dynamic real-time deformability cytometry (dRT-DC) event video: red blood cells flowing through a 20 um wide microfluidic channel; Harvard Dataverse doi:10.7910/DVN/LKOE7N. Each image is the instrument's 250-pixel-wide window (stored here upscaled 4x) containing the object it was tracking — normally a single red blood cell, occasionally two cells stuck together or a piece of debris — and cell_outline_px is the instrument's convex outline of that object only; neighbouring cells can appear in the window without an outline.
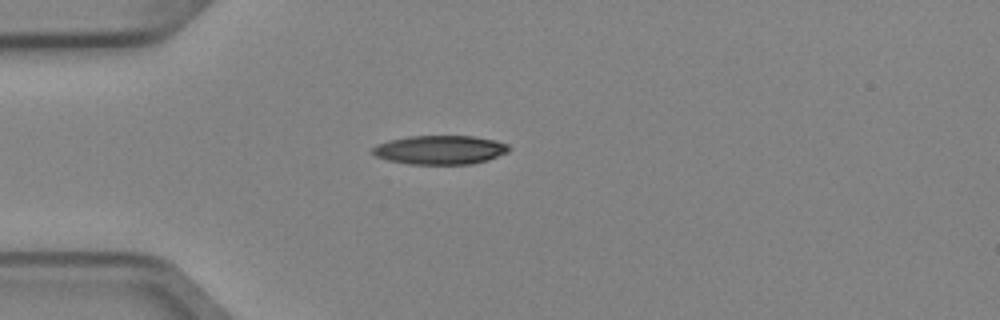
{"species": "Egyptian fruit bat (a non-hibernating species)", "species_latin": "Rousettus aegyptiacus", "temperature_condition": "cold", "stored_images_in_passage": 1, "camera_frame_rate_fps": 3000, "um_per_image_px": 0.085, "animal": {"sex": "female"}, "frame": {"image": 1, "passage_image": 1, "time_ms": 0.0, "image_size_px": [1000, 320], "cell_outline_px": [[508, 152], [488, 160], [472, 164], [408, 164], [388, 160], [376, 156], [372, 152], [372, 148], [376, 144], [388, 140], [408, 136], [472, 136], [496, 140], [508, 144]], "centroid_in_image_um": [37.39, 12.74], "position_along_channel_um": 47.6, "area_um2": 23.06}}